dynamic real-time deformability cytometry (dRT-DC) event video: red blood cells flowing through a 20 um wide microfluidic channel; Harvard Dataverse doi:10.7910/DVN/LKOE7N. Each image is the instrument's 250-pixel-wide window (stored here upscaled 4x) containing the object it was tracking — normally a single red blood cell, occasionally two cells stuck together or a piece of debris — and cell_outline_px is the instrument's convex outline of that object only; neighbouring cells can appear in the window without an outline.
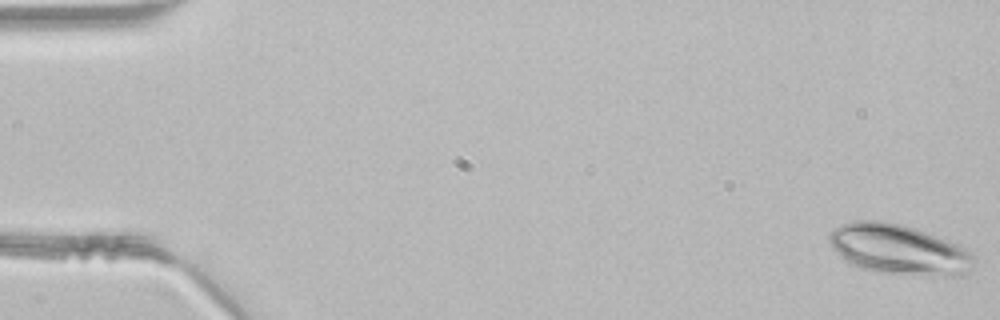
{"species": "common noctule bat (a hibernating species)", "species_latin": "Nyctalus noctula", "temperature_condition": "room temperature", "stored_images_in_passage": 13, "camera_frame_rate_fps": 3000, "um_per_image_px": 0.085, "animal": {"sex": "male", "body_mass_g": 21.5, "forearm_length_mm": 52.0}, "frame": {"image": 1, "passage_image": 1, "time_ms": 0.0, "image_size_px": [1000, 320], "cell_outline_px": [[976, 260], [968, 272], [960, 276], [944, 276], [876, 272], [860, 268], [844, 260], [832, 248], [828, 236], [840, 224], [856, 220], [880, 220], [900, 224], [960, 244], [972, 252], [976, 256]], "centroid_in_image_um": [76.43, 21.21], "position_along_channel_um": 8.6, "area_um2": 42.37}}